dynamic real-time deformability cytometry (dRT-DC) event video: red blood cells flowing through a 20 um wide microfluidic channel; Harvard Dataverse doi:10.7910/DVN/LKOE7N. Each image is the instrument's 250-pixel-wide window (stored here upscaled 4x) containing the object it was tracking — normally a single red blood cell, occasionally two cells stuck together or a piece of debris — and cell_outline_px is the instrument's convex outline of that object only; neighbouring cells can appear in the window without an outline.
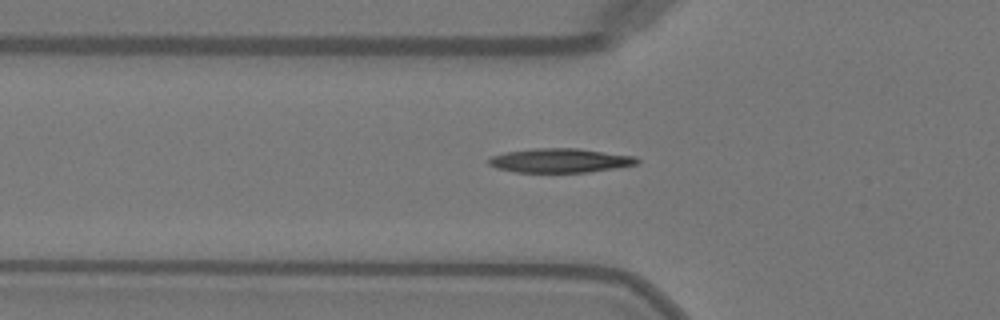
{"species": "Egyptian fruit bat (a non-hibernating species)", "species_latin": "Rousettus aegyptiacus", "temperature_condition": "warm", "stored_images_in_passage": 47, "camera_frame_rate_fps": 3000, "um_per_image_px": 0.085, "animal": {"sex": "female"}, "frame": {"image": 1, "passage_image": 17, "time_ms": 5.333, "image_size_px": [1000, 320], "cell_outline_px": [[640, 164], [616, 168], [588, 172], [516, 172], [496, 168], [488, 164], [488, 160], [492, 156], [504, 152], [536, 148], [576, 148], [636, 156], [640, 160]], "centroid_in_image_um": [47.64, 13.64], "position_along_channel_um": 78.2, "area_um2": 20.98}}
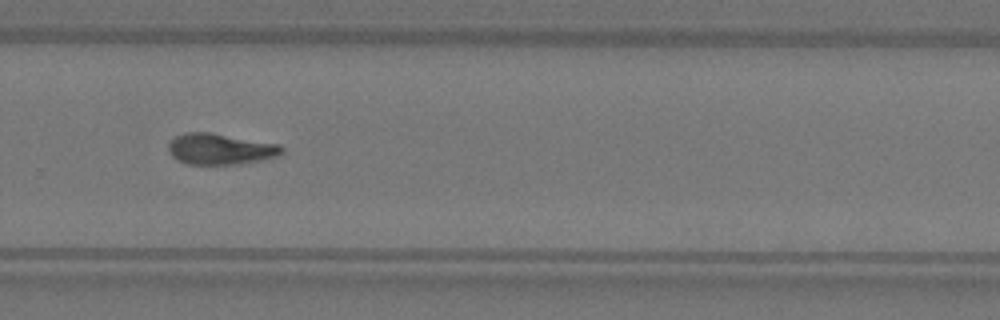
{"frame": {"image": 2, "passage_image": 34, "time_ms": 11.0, "image_size_px": [1000, 320], "cell_outline_px": [[284, 152], [280, 156], [240, 164], [184, 164], [172, 156], [168, 152], [168, 144], [176, 136], [184, 132], [208, 132], [280, 144], [284, 148]], "centroid_in_image_um": [18.74, 12.67], "position_along_channel_um": 311.1, "area_um2": 20.63}}
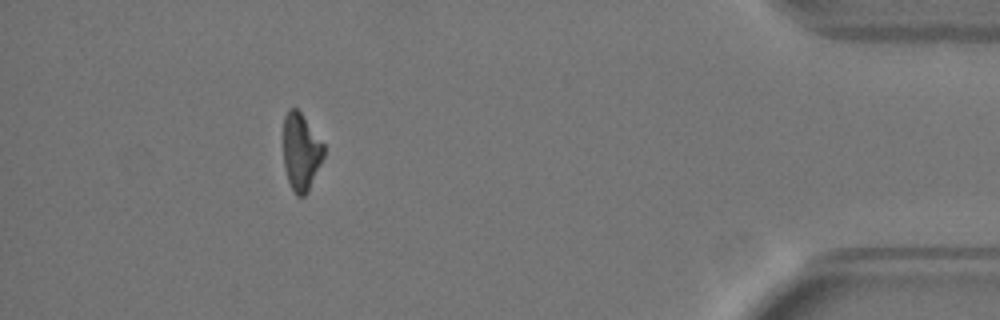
{"frame": {"image": 3, "passage_image": 45, "time_ms": 14.667, "image_size_px": [1000, 320], "cell_outline_px": [[324, 156], [308, 192], [304, 196], [296, 196], [288, 180], [284, 164], [284, 116], [288, 108], [296, 108], [300, 112], [324, 144]], "centroid_in_image_um": [25.59, 12.91], "position_along_channel_um": 409.6, "area_um2": 18.03}, "authors_computed_cell_mechanics": {"area_um2": 20.1144, "velocity_mm_per_s": 4.1045, "shape_relaxation_time_tau1_ms": 4.292, "shape_relaxation_time_tau2_ms": 3.7521, "deformation_change_tau1": 0.1844, "deformation_change_tau2": 0.0992}}